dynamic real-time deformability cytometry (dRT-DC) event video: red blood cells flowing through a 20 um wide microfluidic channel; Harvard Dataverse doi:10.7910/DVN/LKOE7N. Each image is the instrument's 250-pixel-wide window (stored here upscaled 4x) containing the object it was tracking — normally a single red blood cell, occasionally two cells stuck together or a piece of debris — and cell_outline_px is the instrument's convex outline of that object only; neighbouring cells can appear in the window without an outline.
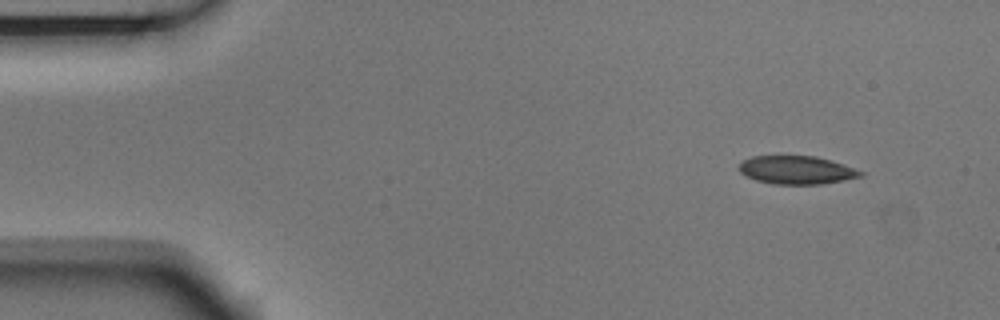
{"species": "Egyptian fruit bat (a non-hibernating species)", "species_latin": "Rousettus aegyptiacus", "temperature_condition": "room temperature", "stored_images_in_passage": 3, "camera_frame_rate_fps": 3000, "um_per_image_px": 0.085, "animal": {"sex": "male"}, "frame": {"image": 1, "passage_image": 1, "time_ms": 0.0, "image_size_px": [1000, 320], "cell_outline_px": [[864, 176], [844, 180], [820, 184], [772, 184], [756, 180], [744, 176], [740, 172], [740, 164], [744, 160], [752, 156], [816, 156], [864, 172]], "centroid_in_image_um": [67.68, 14.46], "position_along_channel_um": 17.3, "area_um2": 19.77}}
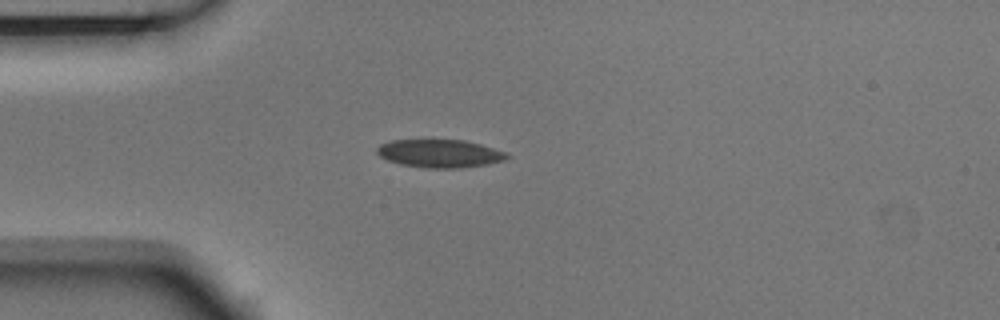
{"frame": {"image": 2, "passage_image": 3, "time_ms": 0.667, "image_size_px": [1000, 320], "cell_outline_px": [[512, 156], [504, 160], [488, 164], [460, 168], [424, 168], [400, 164], [388, 160], [380, 156], [376, 152], [376, 148], [380, 144], [392, 140], [464, 140], [480, 144], [504, 152]], "centroid_in_image_um": [37.36, 13.05], "position_along_channel_um": 47.6, "area_um2": 21.21}}